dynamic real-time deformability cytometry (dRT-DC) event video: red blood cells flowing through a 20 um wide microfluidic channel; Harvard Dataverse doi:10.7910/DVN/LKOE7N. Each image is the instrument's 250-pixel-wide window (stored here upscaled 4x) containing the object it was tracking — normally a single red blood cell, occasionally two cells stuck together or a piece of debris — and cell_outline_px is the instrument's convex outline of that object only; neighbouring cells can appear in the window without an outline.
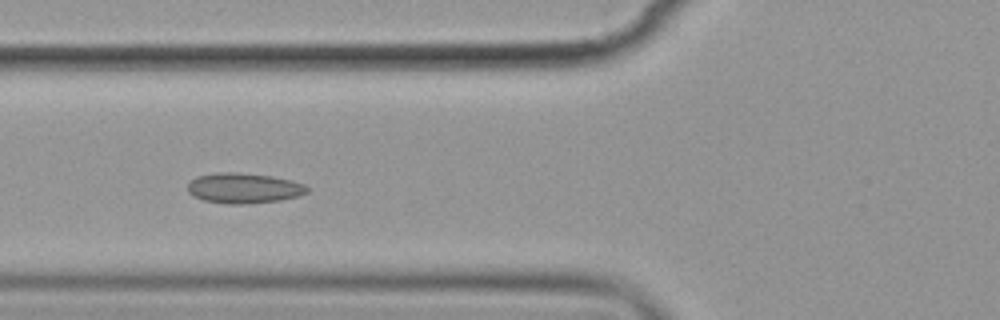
{"species": "common noctule bat (a hibernating species)", "species_latin": "Nyctalus noctula", "temperature_condition": "cold", "stored_images_in_passage": 7, "camera_frame_rate_fps": 3000, "um_per_image_px": 0.085, "animal": {"sex": "female", "body_mass_g": 19.9}, "frame": {"image": 1, "passage_image": 6, "time_ms": 6.0, "image_size_px": [1000, 320], "cell_outline_px": [[308, 192], [300, 196], [280, 200], [248, 204], [228, 204], [204, 200], [192, 196], [188, 192], [188, 184], [196, 176], [216, 172], [236, 172], [272, 176], [292, 180], [304, 184], [308, 188]], "centroid_in_image_um": [20.73, 15.99], "position_along_channel_um": 105.1, "area_um2": 21.27}}
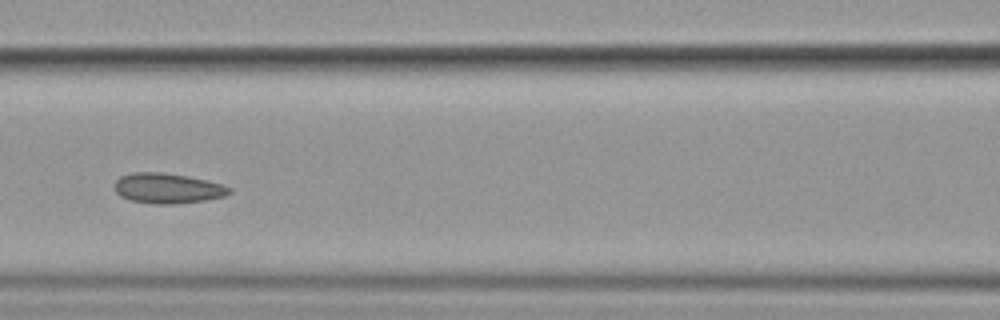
{"frame": {"image": 2, "passage_image": 7, "time_ms": 7.333, "image_size_px": [1000, 320], "cell_outline_px": [[232, 192], [224, 196], [204, 200], [176, 204], [152, 204], [128, 200], [120, 196], [116, 192], [112, 184], [120, 176], [132, 172], [160, 172], [188, 176], [220, 184], [232, 188]], "centroid_in_image_um": [14.18, 16.01], "position_along_channel_um": 152.4, "area_um2": 20.35}}